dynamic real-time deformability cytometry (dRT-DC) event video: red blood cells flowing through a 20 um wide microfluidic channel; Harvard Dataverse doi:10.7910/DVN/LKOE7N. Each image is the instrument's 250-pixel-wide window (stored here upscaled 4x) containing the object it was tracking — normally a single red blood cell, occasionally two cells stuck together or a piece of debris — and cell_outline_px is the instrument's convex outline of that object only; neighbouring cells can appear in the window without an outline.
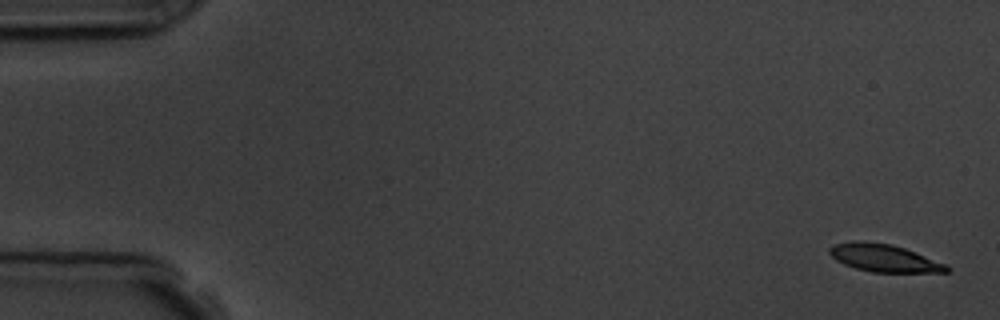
{"species": "common noctule bat (a hibernating species)", "species_latin": "Nyctalus noctula", "temperature_condition": "room temperature", "stored_images_in_passage": 5, "camera_frame_rate_fps": 3000, "um_per_image_px": 0.085, "animal": {"sex": "male", "body_mass_g": 19.5, "forearm_length_mm": 54.6}, "frame": {"image": 1, "passage_image": 1, "time_ms": 0.0, "image_size_px": [1000, 320], "cell_outline_px": [[952, 272], [872, 272], [856, 268], [844, 264], [836, 260], [828, 252], [828, 248], [832, 244], [852, 240], [856, 240], [892, 244], [904, 248], [948, 264], [952, 268]], "centroid_in_image_um": [75.16, 21.92], "position_along_channel_um": 9.8, "area_um2": 19.07}}